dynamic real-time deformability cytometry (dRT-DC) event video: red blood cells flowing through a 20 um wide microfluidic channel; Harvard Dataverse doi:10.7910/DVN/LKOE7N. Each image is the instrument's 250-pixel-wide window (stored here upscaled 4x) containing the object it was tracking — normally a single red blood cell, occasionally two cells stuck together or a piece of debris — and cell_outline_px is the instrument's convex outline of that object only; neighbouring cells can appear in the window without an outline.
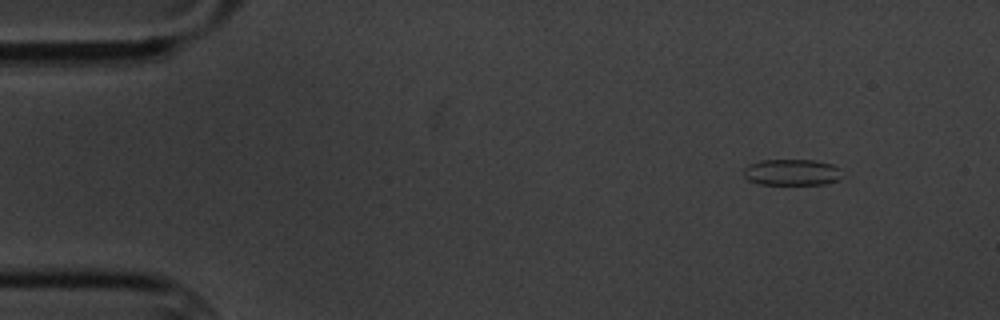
{"species": "common noctule bat (a hibernating species)", "species_latin": "Nyctalus noctula", "temperature_condition": "cold", "stored_images_in_passage": 5, "camera_frame_rate_fps": 3000, "um_per_image_px": 0.085, "animal": {"sex": "male", "body_mass_g": 20.1, "forearm_length_mm": 53.5}, "frame": {"image": 1, "passage_image": 2, "time_ms": 1.333, "image_size_px": [1000, 320], "cell_outline_px": [[840, 176], [836, 180], [824, 184], [760, 184], [748, 180], [744, 176], [744, 168], [748, 164], [760, 160], [816, 160], [832, 164], [840, 168]], "centroid_in_image_um": [67.27, 14.63], "position_along_channel_um": 17.7, "area_um2": 15.03}}